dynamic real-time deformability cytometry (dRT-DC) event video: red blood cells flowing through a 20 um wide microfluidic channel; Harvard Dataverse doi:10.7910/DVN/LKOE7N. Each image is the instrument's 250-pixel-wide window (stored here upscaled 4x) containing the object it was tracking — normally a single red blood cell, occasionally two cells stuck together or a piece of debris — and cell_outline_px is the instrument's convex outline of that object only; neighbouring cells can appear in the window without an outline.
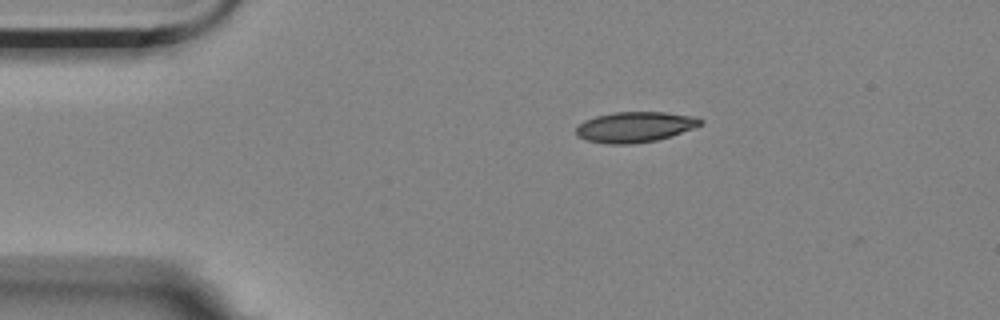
{"species": "Egyptian fruit bat (a non-hibernating species)", "species_latin": "Rousettus aegyptiacus", "temperature_condition": "room temperature", "stored_images_in_passage": 7, "camera_frame_rate_fps": 3000, "um_per_image_px": 0.085, "animal": {"sex": "female"}, "frame": {"image": 1, "passage_image": 1, "time_ms": 0.0, "image_size_px": [1000, 320], "cell_outline_px": [[704, 120], [700, 124], [692, 128], [656, 140], [632, 144], [608, 144], [584, 140], [576, 136], [576, 128], [584, 120], [596, 116], [612, 112], [664, 112], [696, 116]], "centroid_in_image_um": [53.92, 10.79], "position_along_channel_um": 31.1, "area_um2": 22.02}}
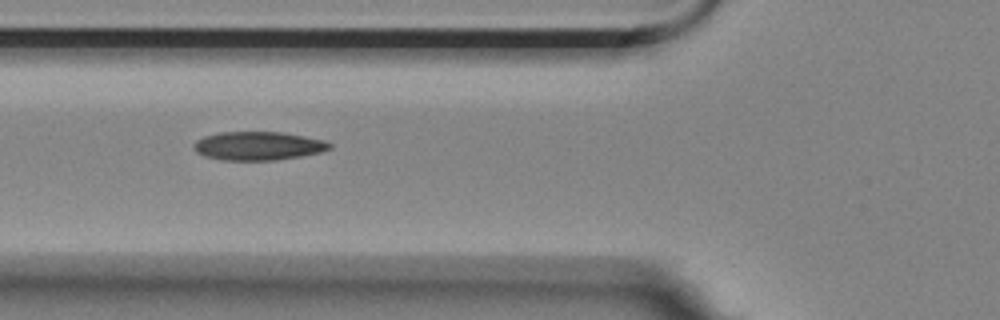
{"frame": {"image": 2, "passage_image": 4, "time_ms": 3.333, "image_size_px": [1000, 320], "cell_outline_px": [[332, 148], [320, 152], [300, 156], [276, 160], [220, 160], [204, 156], [196, 152], [192, 148], [192, 144], [196, 140], [204, 136], [220, 132], [284, 132], [324, 140], [332, 144]], "centroid_in_image_um": [21.91, 12.4], "position_along_channel_um": 103.9, "area_um2": 22.77}}
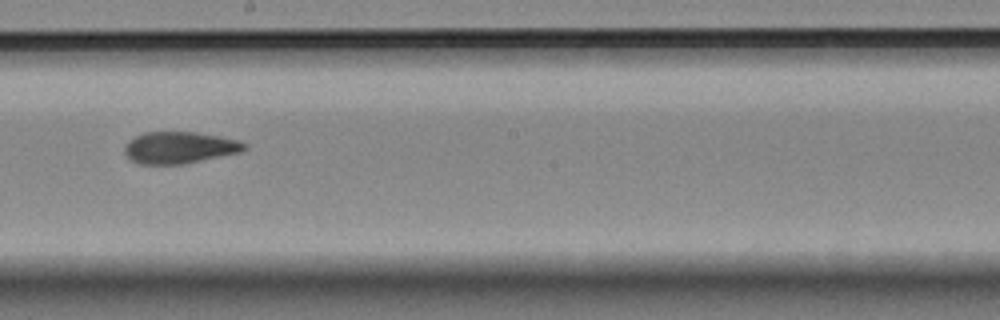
{"frame": {"image": 3, "passage_image": 7, "time_ms": 7.0, "image_size_px": [1000, 320], "cell_outline_px": [[248, 148], [240, 152], [184, 164], [140, 164], [132, 160], [124, 152], [124, 148], [128, 140], [144, 132], [196, 132], [240, 140], [248, 144]], "centroid_in_image_um": [15.28, 12.54], "position_along_channel_um": 232.9, "area_um2": 22.2}}